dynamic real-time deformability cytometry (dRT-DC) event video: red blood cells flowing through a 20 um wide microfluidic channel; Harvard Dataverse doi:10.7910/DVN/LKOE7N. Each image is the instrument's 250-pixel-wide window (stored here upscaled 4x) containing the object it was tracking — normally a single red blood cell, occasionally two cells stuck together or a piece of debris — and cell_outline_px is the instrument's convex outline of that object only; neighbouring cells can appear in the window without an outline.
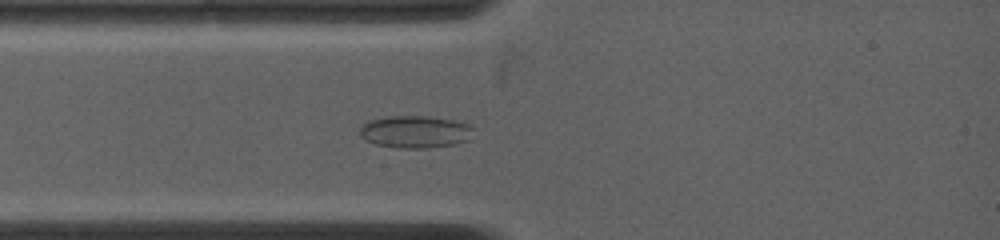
{"species": "common noctule bat (a hibernating species)", "species_latin": "Nyctalus noctula", "temperature_condition": "warm", "stored_images_in_passage": 26, "camera_frame_rate_fps": 4500, "um_per_image_px": 0.085, "animal": {"sex": "female", "body_mass_g": 19.0, "forearm_length_mm": 53.3}, "frame": {"image": 1, "passage_image": 5, "time_ms": 1.556, "image_size_px": [1000, 240], "cell_outline_px": [[476, 128], [468, 140], [456, 144], [424, 148], [396, 148], [376, 144], [360, 136], [360, 128], [368, 120], [388, 116], [428, 116], [456, 120], [468, 124]], "centroid_in_image_um": [35.33, 11.19], "position_along_channel_um": 49.7, "area_um2": 21.56}}
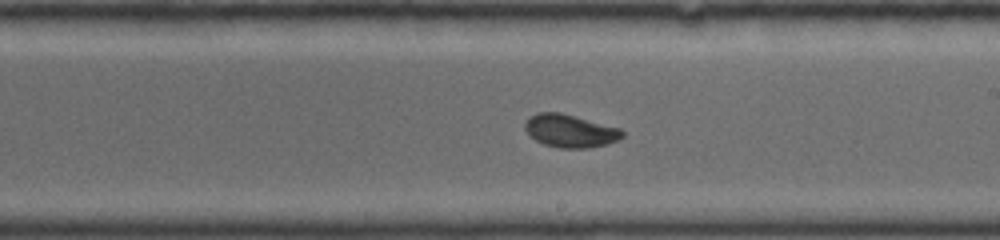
{"frame": {"image": 2, "passage_image": 17, "time_ms": 6.444, "image_size_px": [1000, 240], "cell_outline_px": [[624, 136], [620, 140], [608, 144], [588, 148], [560, 148], [544, 144], [536, 140], [524, 128], [524, 124], [528, 116], [540, 112], [560, 112], [620, 128], [624, 132]], "centroid_in_image_um": [48.48, 11.12], "position_along_channel_um": 240.5, "area_um2": 18.73}}
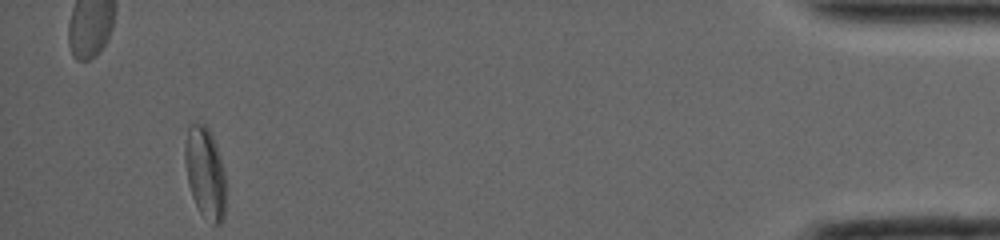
{"frame": {"image": 3, "passage_image": 26, "time_ms": 13.556, "image_size_px": [1000, 240], "cell_outline_px": [[224, 220], [220, 224], [212, 224], [200, 212], [192, 196], [188, 184], [184, 160], [184, 148], [188, 128], [196, 120], [204, 124], [208, 128], [212, 136], [220, 156], [224, 172]], "centroid_in_image_um": [17.41, 14.66], "position_along_channel_um": 417.8, "area_um2": 21.68}, "authors_computed_cell_mechanics": {"area_um2": 19.1318, "velocity_mm_per_s": 3.8909, "shape_relaxation_time_tau1_ms": 7.3273, "shape_relaxation_time_tau2_ms": 1.1303, "deformation_change_tau1": 0.1401, "deformation_change_tau2": 0.0537}}